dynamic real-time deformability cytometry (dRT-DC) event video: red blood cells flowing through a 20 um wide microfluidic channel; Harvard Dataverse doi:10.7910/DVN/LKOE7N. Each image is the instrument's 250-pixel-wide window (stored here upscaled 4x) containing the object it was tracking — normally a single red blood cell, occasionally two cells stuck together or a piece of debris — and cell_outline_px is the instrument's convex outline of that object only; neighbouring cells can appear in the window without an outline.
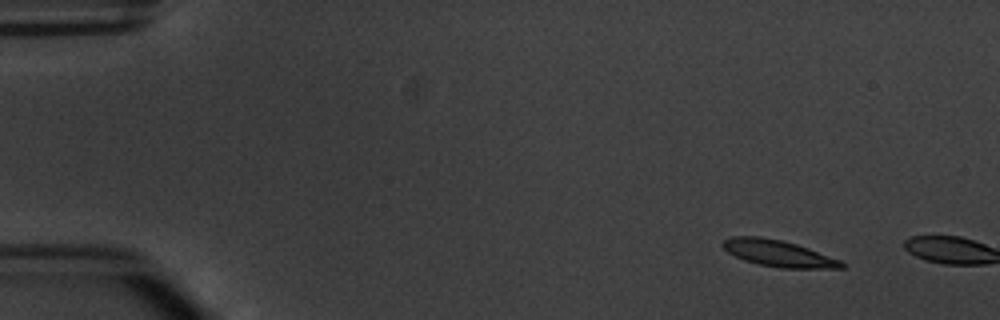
{"species": "common noctule bat (a hibernating species)", "species_latin": "Nyctalus noctula", "temperature_condition": "warm", "stored_images_in_passage": 2, "camera_frame_rate_fps": 3000, "um_per_image_px": 0.085, "animal": {"sex": "male", "body_mass_g": 20.1, "forearm_length_mm": 53.5}, "frame": {"image": 1, "passage_image": 1, "time_ms": 0.0, "image_size_px": [1000, 320], "cell_outline_px": [[844, 268], [780, 268], [760, 264], [744, 260], [728, 252], [720, 244], [724, 240], [732, 236], [760, 236], [780, 240], [796, 244], [808, 248], [840, 260], [844, 264]], "centroid_in_image_um": [66.13, 21.53], "position_along_channel_um": 18.9, "area_um2": 18.09}}